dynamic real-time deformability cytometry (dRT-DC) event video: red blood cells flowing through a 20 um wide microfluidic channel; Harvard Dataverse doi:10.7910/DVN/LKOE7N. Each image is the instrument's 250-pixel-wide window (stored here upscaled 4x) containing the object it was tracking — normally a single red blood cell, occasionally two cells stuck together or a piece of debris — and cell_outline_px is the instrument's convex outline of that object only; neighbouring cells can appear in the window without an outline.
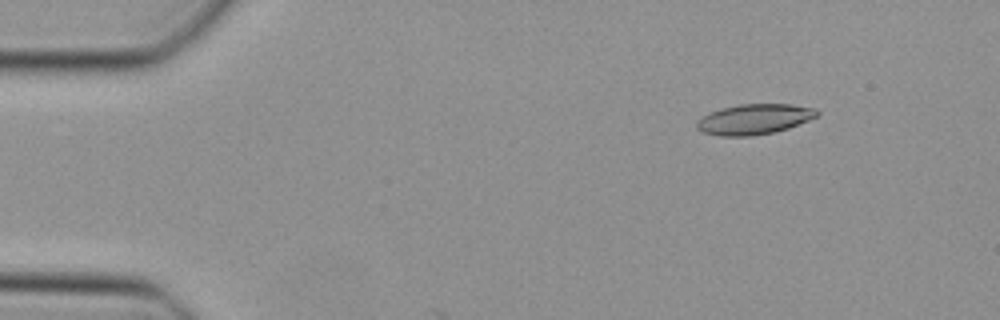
{"species": "Egyptian fruit bat (a non-hibernating species)", "species_latin": "Rousettus aegyptiacus", "temperature_condition": "cold", "stored_images_in_passage": 9, "camera_frame_rate_fps": 3000, "um_per_image_px": 0.085, "animal": {"sex": "female"}, "frame": {"image": 1, "passage_image": 6, "time_ms": 1.667, "image_size_px": [1000, 320], "cell_outline_px": [[820, 112], [816, 116], [808, 120], [788, 128], [772, 132], [752, 136], [720, 136], [704, 132], [696, 128], [696, 120], [720, 108], [740, 104], [792, 104], [816, 108]], "centroid_in_image_um": [64.11, 10.12], "position_along_channel_um": 20.9, "area_um2": 21.15}}